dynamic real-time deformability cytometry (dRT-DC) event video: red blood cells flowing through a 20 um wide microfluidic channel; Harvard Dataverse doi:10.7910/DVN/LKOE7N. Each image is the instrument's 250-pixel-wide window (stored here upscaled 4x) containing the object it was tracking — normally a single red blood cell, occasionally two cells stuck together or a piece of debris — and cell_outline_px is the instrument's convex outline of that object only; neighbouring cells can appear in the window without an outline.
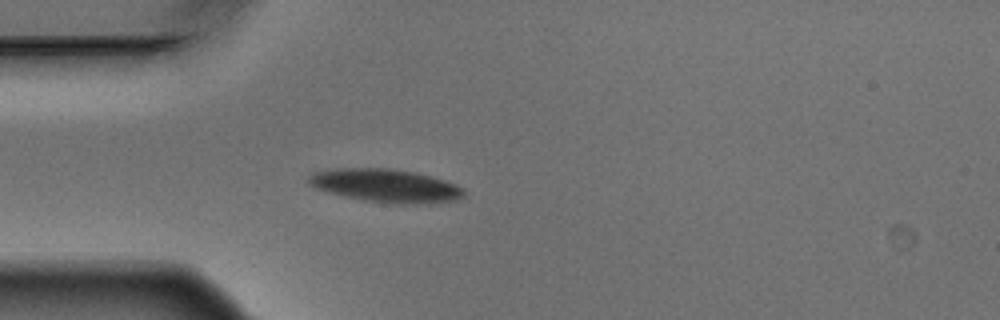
{"species": "Egyptian fruit bat (a non-hibernating species)", "species_latin": "Rousettus aegyptiacus", "temperature_condition": "warm", "stored_images_in_passage": 3, "camera_frame_rate_fps": 3000, "um_per_image_px": 0.085, "animal": {"sex": "male"}, "frame": {"image": 1, "passage_image": 3, "time_ms": 0.667, "image_size_px": [1000, 320], "cell_outline_px": [[464, 196], [456, 200], [428, 204], [396, 204], [364, 200], [316, 188], [308, 184], [308, 176], [316, 172], [336, 168], [388, 168], [416, 172], [432, 176], [456, 184], [464, 188]], "centroid_in_image_um": [32.86, 15.78], "position_along_channel_um": 52.1, "area_um2": 30.0}}